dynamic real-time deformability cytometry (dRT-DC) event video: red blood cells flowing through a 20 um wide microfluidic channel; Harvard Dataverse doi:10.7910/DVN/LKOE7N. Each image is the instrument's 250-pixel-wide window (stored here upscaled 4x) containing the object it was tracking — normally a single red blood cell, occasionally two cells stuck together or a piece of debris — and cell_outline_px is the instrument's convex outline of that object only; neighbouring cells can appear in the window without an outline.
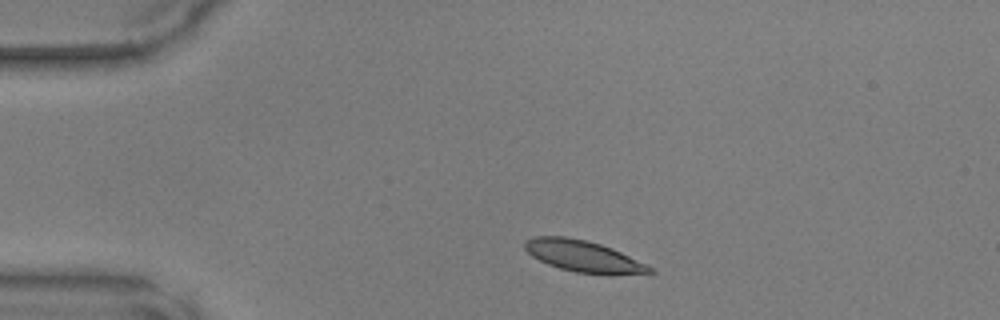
{"species": "common noctule bat (a hibernating species)", "species_latin": "Nyctalus noctula", "temperature_condition": "warm", "stored_images_in_passage": 39, "camera_frame_rate_fps": 3000, "um_per_image_px": 0.085, "animal": {"sex": "male", "body_mass_g": 17.9, "forearm_length_mm": 54.2}, "frame": {"image": 1, "passage_image": 1, "time_ms": 0.0, "image_size_px": [1000, 320], "cell_outline_px": [[656, 272], [576, 272], [560, 268], [548, 264], [532, 256], [524, 248], [524, 240], [536, 236], [564, 236], [588, 240], [612, 248], [652, 268]], "centroid_in_image_um": [49.43, 21.71], "position_along_channel_um": 35.6, "area_um2": 21.79}}
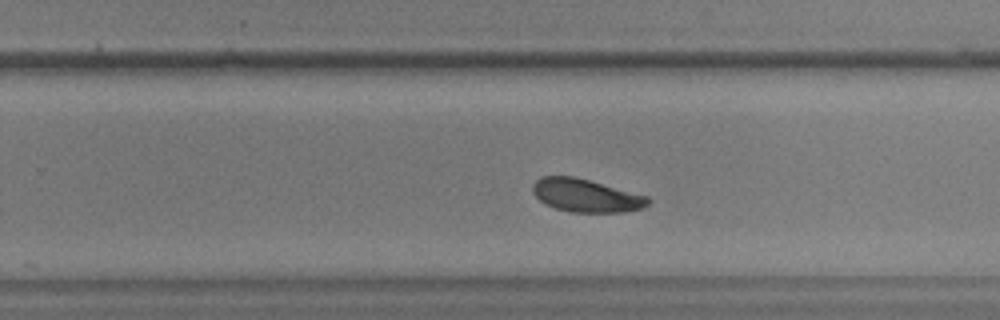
{"frame": {"image": 2, "passage_image": 22, "time_ms": 7.0, "image_size_px": [1000, 320], "cell_outline_px": [[652, 200], [644, 208], [624, 212], [572, 212], [556, 208], [544, 204], [532, 192], [532, 184], [540, 176], [572, 176], [588, 180], [648, 196]], "centroid_in_image_um": [49.8, 16.62], "position_along_channel_um": 280.0, "area_um2": 22.2}}
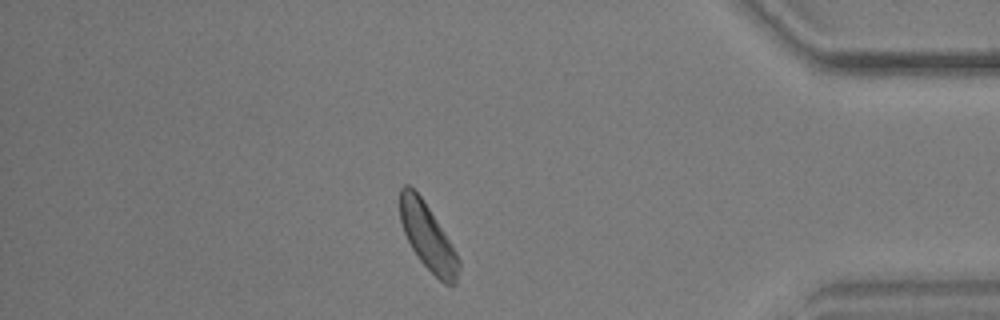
{"frame": {"image": 3, "passage_image": 33, "time_ms": 10.667, "image_size_px": [1000, 320], "cell_outline_px": [[460, 268], [456, 284], [444, 284], [420, 260], [412, 248], [404, 232], [400, 220], [400, 188], [404, 184], [408, 184], [420, 196], [444, 232], [456, 252], [460, 260]], "centroid_in_image_um": [36.36, 20.15], "position_along_channel_um": 398.8, "area_um2": 22.2}}